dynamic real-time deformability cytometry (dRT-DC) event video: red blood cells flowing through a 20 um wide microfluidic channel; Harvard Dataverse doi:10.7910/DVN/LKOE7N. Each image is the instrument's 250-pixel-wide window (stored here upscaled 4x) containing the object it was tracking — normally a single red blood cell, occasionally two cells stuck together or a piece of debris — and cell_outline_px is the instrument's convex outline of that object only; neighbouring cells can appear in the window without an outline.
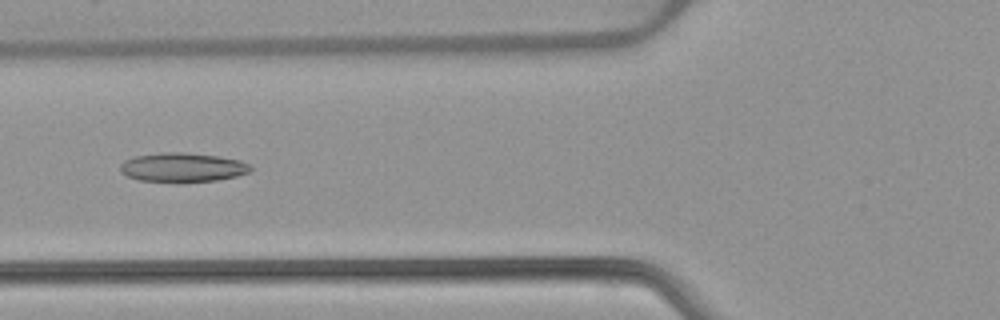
{"species": "common noctule bat (a hibernating species)", "species_latin": "Nyctalus noctula", "temperature_condition": "warm", "stored_images_in_passage": 52, "camera_frame_rate_fps": 3000, "um_per_image_px": 0.085, "animal": {"sex": "female", "body_mass_g": 22.7, "forearm_length_mm": 54.2}, "frame": {"image": 1, "passage_image": 20, "time_ms": 6.333, "image_size_px": [1000, 320], "cell_outline_px": [[252, 168], [248, 172], [236, 176], [216, 180], [140, 180], [128, 176], [120, 172], [120, 164], [124, 160], [136, 156], [160, 152], [184, 152], [216, 156], [240, 160], [248, 164]], "centroid_in_image_um": [15.49, 14.19], "position_along_channel_um": 110.3, "area_um2": 21.44}}
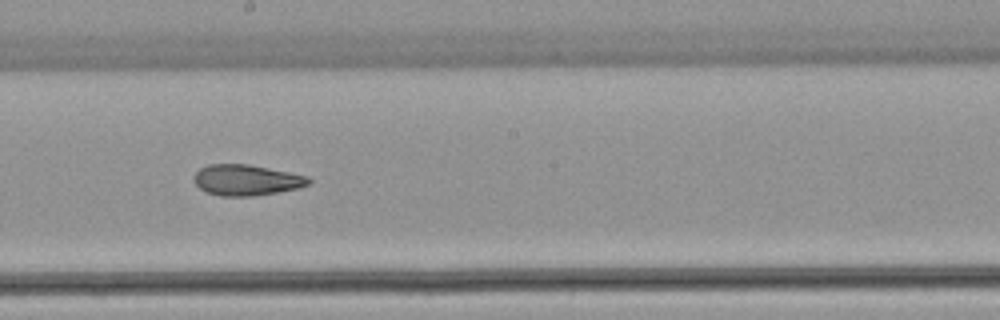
{"frame": {"image": 2, "passage_image": 29, "time_ms": 9.333, "image_size_px": [1000, 320], "cell_outline_px": [[312, 180], [308, 184], [300, 188], [252, 196], [220, 196], [208, 192], [200, 188], [192, 180], [192, 176], [200, 168], [208, 164], [248, 164], [308, 176]], "centroid_in_image_um": [20.92, 15.3], "position_along_channel_um": 227.3, "area_um2": 20.58}}
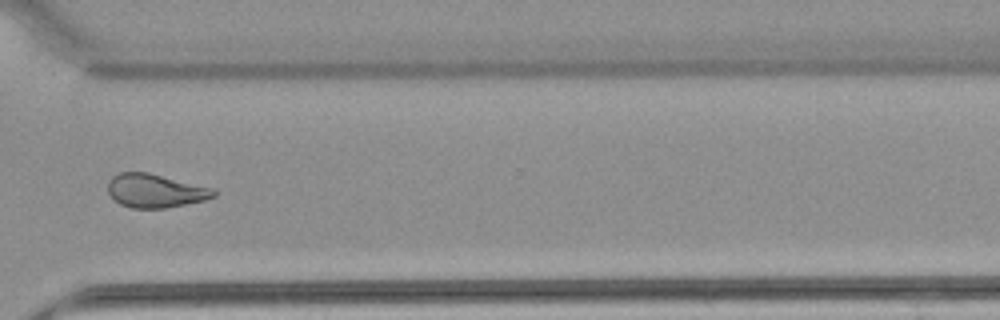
{"frame": {"image": 3, "passage_image": 39, "time_ms": 12.667, "image_size_px": [1000, 320], "cell_outline_px": [[216, 196], [204, 200], [164, 208], [132, 208], [120, 204], [108, 192], [108, 180], [112, 176], [120, 172], [148, 172], [212, 188], [216, 192]], "centroid_in_image_um": [13.17, 16.21], "position_along_channel_um": 357.4, "area_um2": 20.52}, "authors_computed_cell_mechanics": {"area_um2": 22.253, "velocity_mm_per_s": 3.901, "shape_relaxation_time_tau1_ms": null, "shape_relaxation_time_tau2_ms": 2.9329, "deformation_change_tau1": null, "deformation_change_tau2": 0.1099}}